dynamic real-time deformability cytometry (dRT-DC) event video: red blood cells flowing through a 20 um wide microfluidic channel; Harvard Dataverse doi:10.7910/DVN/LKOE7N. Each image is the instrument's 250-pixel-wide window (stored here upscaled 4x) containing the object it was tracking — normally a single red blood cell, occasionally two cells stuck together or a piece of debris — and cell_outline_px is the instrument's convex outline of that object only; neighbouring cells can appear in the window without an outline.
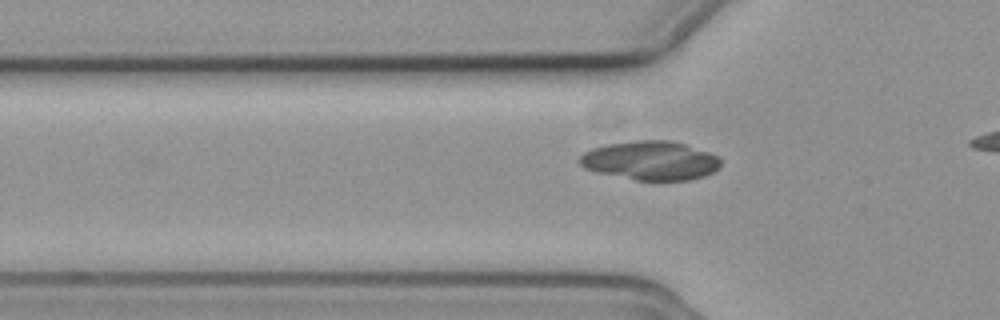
{"species": "common noctule bat (a hibernating species)", "species_latin": "Nyctalus noctula", "temperature_condition": "cold", "stored_images_in_passage": 31, "camera_frame_rate_fps": 3000, "um_per_image_px": 0.085, "animal": {"sex": "female", "body_mass_g": 19.3, "forearm_length_mm": 54.1}, "frame": {"image": 1, "passage_image": 5, "time_ms": 1.333, "image_size_px": [1000, 320], "cell_outline_px": [[720, 168], [704, 176], [688, 180], [636, 180], [596, 172], [584, 168], [580, 164], [580, 156], [584, 152], [592, 148], [608, 144], [636, 140], [672, 140], [720, 156]], "centroid_in_image_um": [55.3, 13.64], "position_along_channel_um": 70.5, "area_um2": 32.02}}
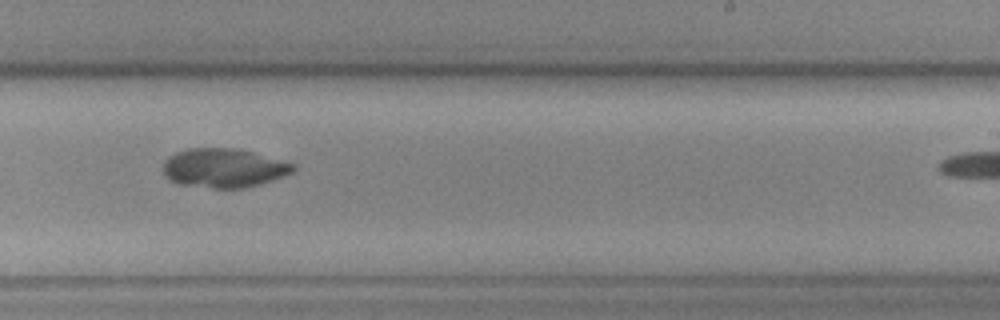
{"frame": {"image": 2, "passage_image": 21, "time_ms": 6.667, "image_size_px": [1000, 320], "cell_outline_px": [[296, 168], [292, 172], [284, 176], [260, 184], [244, 188], [212, 188], [180, 184], [168, 180], [164, 172], [164, 160], [168, 156], [176, 152], [188, 148], [232, 148], [252, 152], [296, 164]], "centroid_in_image_um": [19.01, 14.28], "position_along_channel_um": 270.0, "area_um2": 29.59}}
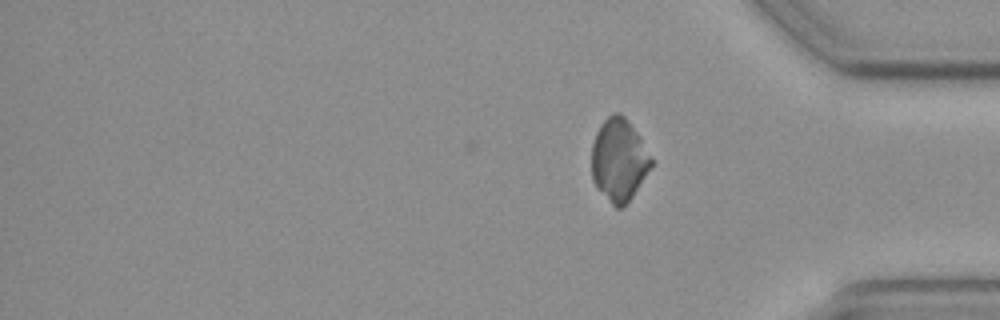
{"frame": {"image": 3, "passage_image": 31, "time_ms": 10.0, "image_size_px": [1000, 320], "cell_outline_px": [[656, 160], [632, 196], [620, 208], [616, 208], [596, 188], [592, 180], [592, 144], [596, 132], [600, 124], [612, 112], [620, 112], [628, 120], [640, 136]], "centroid_in_image_um": [52.63, 13.56], "position_along_channel_um": 382.6, "area_um2": 29.02}}